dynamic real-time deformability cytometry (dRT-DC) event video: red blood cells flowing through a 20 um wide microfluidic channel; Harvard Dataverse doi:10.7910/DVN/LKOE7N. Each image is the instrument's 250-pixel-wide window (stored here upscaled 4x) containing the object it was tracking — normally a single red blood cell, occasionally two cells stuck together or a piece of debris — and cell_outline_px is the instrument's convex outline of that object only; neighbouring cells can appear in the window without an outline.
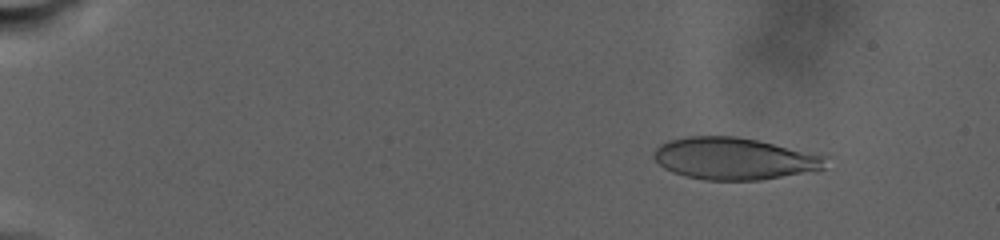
{"species": "human", "species_latin": "Homo sapiens", "temperature_condition": "warm", "stored_images_in_passage": 92, "camera_frame_rate_fps": 3000, "um_per_image_px": 0.085, "donor": {"sex": "male"}, "frame": {"image": 1, "passage_image": 16, "time_ms": 3.667, "image_size_px": [1000, 240], "cell_outline_px": [[828, 156], [824, 168], [816, 172], [760, 180], [704, 180], [684, 176], [672, 172], [664, 168], [652, 156], [656, 148], [660, 144], [668, 140], [684, 136], [736, 136], [756, 140]], "centroid_in_image_um": [62.42, 13.49], "position_along_channel_um": 22.6, "area_um2": 42.43}}
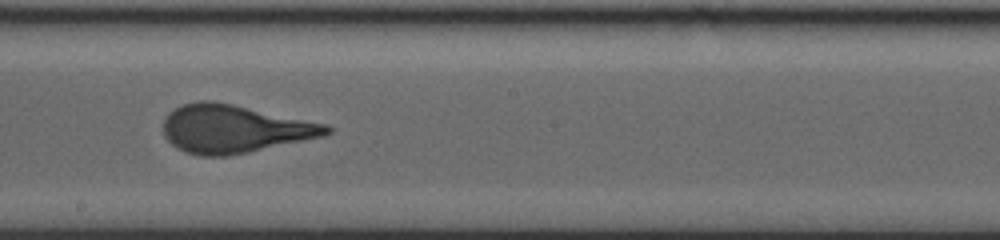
{"frame": {"image": 2, "passage_image": 58, "time_ms": 17.667, "image_size_px": [1000, 240], "cell_outline_px": [[332, 132], [324, 136], [248, 152], [228, 156], [200, 156], [184, 152], [176, 148], [164, 136], [164, 120], [168, 112], [184, 104], [200, 100], [212, 100], [232, 104], [328, 124], [332, 128]], "centroid_in_image_um": [19.91, 10.96], "position_along_channel_um": 228.3, "area_um2": 45.66}}
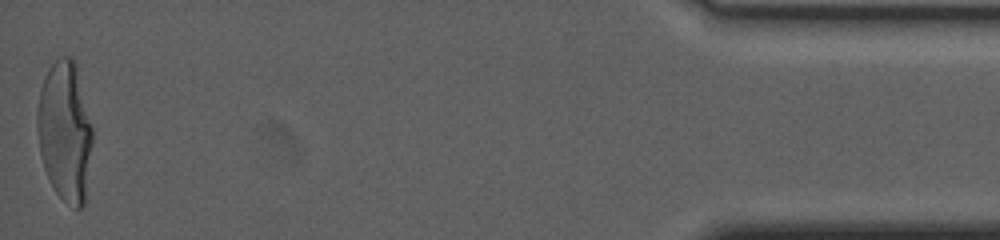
{"frame": {"image": 3, "passage_image": 92, "time_ms": 29.0, "image_size_px": [1000, 240], "cell_outline_px": [[92, 144], [84, 204], [80, 208], [76, 208], [64, 200], [56, 192], [44, 168], [40, 152], [36, 128], [36, 112], [40, 88], [44, 76], [48, 68], [60, 56], [72, 56], [76, 64], [92, 128]], "centroid_in_image_um": [5.5, 11.11], "position_along_channel_um": 429.7, "area_um2": 44.91}, "authors_computed_cell_mechanics": {"area_um2": 44.3326, "velocity_mm_per_s": 2.4513, "shape_relaxation_time_tau1_ms": 8.6598, "shape_relaxation_time_tau2_ms": null, "deformation_change_tau1": 0.2679, "deformation_change_tau2": null}}